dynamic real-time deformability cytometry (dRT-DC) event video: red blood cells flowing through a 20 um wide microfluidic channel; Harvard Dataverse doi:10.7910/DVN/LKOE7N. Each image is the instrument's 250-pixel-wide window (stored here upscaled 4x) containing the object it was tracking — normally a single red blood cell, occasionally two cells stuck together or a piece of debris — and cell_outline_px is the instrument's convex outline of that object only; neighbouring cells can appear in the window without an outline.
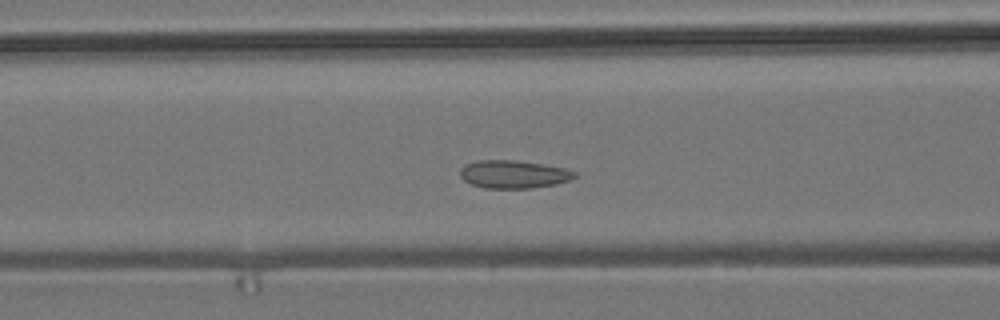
{"species": "common noctule bat (a hibernating species)", "species_latin": "Nyctalus noctula", "temperature_condition": "room temperature", "stored_images_in_passage": 52, "camera_frame_rate_fps": 3000, "um_per_image_px": 0.085, "animal": {"sex": "male", "body_mass_g": 19.2, "forearm_length_mm": 51.8}, "frame": {"image": 1, "passage_image": 18, "time_ms": 5.667, "image_size_px": [1000, 320], "cell_outline_px": [[576, 176], [568, 180], [556, 184], [532, 188], [484, 188], [472, 184], [464, 180], [460, 176], [460, 168], [476, 160], [516, 160], [544, 164], [564, 168], [576, 172]], "centroid_in_image_um": [43.65, 14.81], "position_along_channel_um": 123.0, "area_um2": 18.61}}
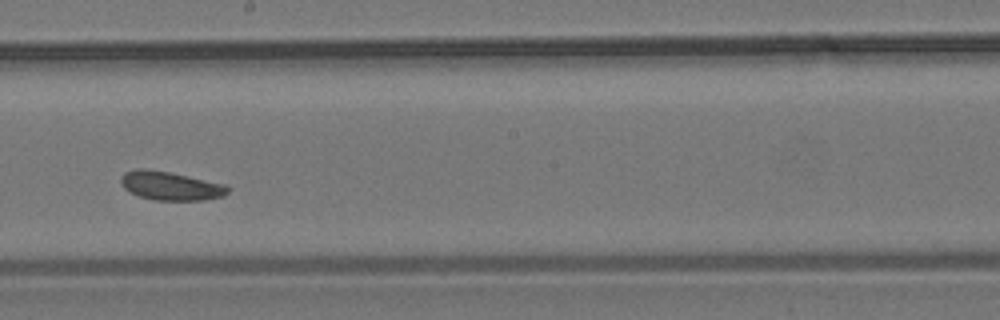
{"frame": {"image": 2, "passage_image": 27, "time_ms": 8.667, "image_size_px": [1000, 320], "cell_outline_px": [[232, 188], [224, 196], [204, 200], [152, 200], [140, 196], [124, 188], [120, 184], [120, 176], [124, 172], [136, 168], [144, 168], [168, 172], [188, 176], [224, 184]], "centroid_in_image_um": [14.48, 15.79], "position_along_channel_um": 233.7, "area_um2": 17.92}}
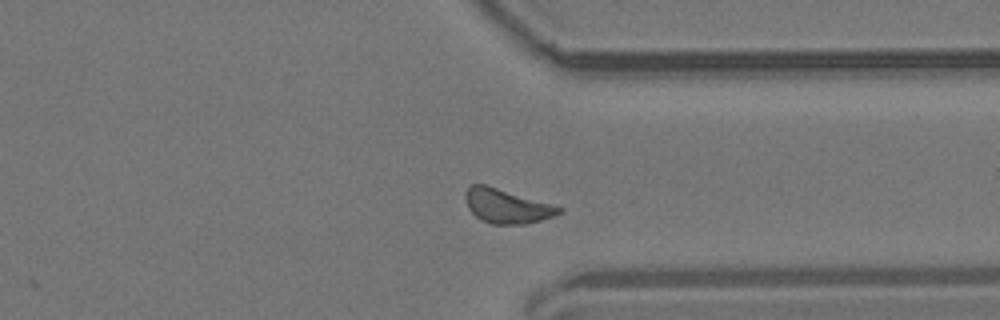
{"frame": {"image": 3, "passage_image": 38, "time_ms": 12.333, "image_size_px": [1000, 320], "cell_outline_px": [[564, 212], [540, 220], [524, 224], [492, 224], [480, 220], [468, 208], [464, 196], [464, 192], [472, 184], [484, 184], [564, 208]], "centroid_in_image_um": [43.05, 17.52], "position_along_channel_um": 368.4, "area_um2": 18.44}}